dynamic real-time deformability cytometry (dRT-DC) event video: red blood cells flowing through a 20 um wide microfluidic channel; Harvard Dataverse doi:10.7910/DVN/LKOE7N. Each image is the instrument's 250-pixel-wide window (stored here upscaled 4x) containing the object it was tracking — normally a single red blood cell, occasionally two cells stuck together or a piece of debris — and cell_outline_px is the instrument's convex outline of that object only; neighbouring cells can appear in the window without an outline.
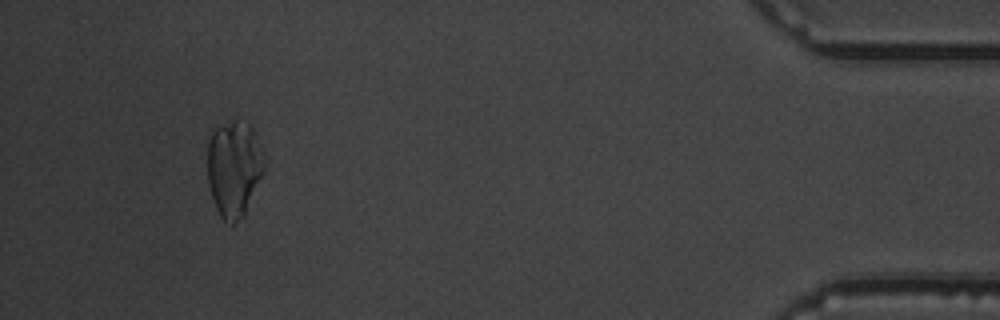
{"species": "common noctule bat (a hibernating species)", "species_latin": "Nyctalus noctula", "temperature_condition": "warm", "stored_images_in_passage": 15, "segment_of_instrument_passage": [2, 2], "camera_frame_rate_fps": 3000, "um_per_image_px": 0.085, "animal": {"sex": "male", "body_mass_g": 19.5, "forearm_length_mm": 54.6}, "frame": {"image": 1, "passage_image": 15, "time_ms": 4.667, "image_size_px": [1000, 320], "cell_outline_px": [[264, 172], [244, 216], [232, 224], [224, 220], [220, 216], [216, 208], [208, 184], [208, 140], [212, 132], [216, 128], [232, 116], [236, 116], [248, 120], [252, 124], [264, 156]], "centroid_in_image_um": [19.91, 14.22], "position_along_channel_um": 415.3, "area_um2": 32.66}}